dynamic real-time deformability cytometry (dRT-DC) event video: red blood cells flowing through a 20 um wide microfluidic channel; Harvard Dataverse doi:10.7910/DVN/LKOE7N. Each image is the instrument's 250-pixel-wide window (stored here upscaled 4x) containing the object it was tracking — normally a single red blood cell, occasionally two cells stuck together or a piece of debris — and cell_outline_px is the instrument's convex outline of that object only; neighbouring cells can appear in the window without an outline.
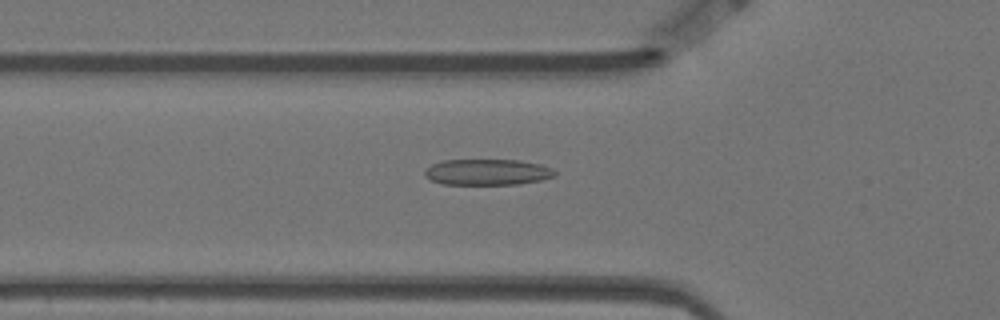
{"species": "Egyptian fruit bat (a non-hibernating species)", "species_latin": "Rousettus aegyptiacus", "temperature_condition": "warm", "stored_images_in_passage": 40, "camera_frame_rate_fps": 3000, "um_per_image_px": 0.085, "animal": {"sex": "female"}, "frame": {"image": 1, "passage_image": 2, "time_ms": 0.333, "image_size_px": [1000, 320], "cell_outline_px": [[556, 176], [540, 180], [520, 184], [444, 184], [432, 180], [424, 176], [424, 172], [432, 164], [444, 160], [520, 160], [540, 164], [552, 168], [556, 172]], "centroid_in_image_um": [41.46, 14.62], "position_along_channel_um": 84.3, "area_um2": 19.65}}
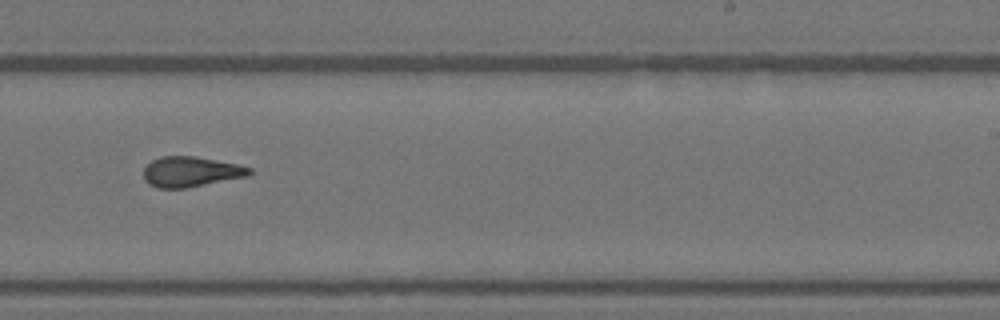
{"frame": {"image": 2, "passage_image": 18, "time_ms": 5.667, "image_size_px": [1000, 320], "cell_outline_px": [[252, 172], [248, 176], [184, 188], [156, 188], [148, 184], [144, 180], [144, 168], [152, 160], [160, 156], [196, 156], [236, 164], [252, 168]], "centroid_in_image_um": [16.19, 14.59], "position_along_channel_um": 272.8, "area_um2": 18.61}}
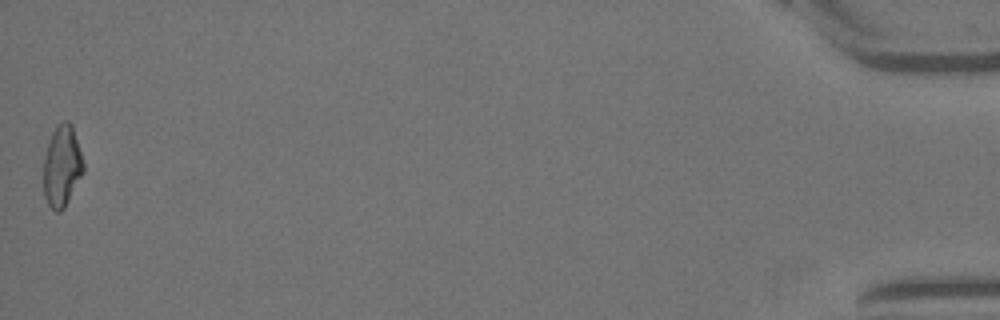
{"frame": {"image": 3, "passage_image": 40, "time_ms": 13.0, "image_size_px": [1000, 320], "cell_outline_px": [[84, 172], [64, 208], [60, 212], [56, 212], [48, 204], [44, 196], [44, 156], [52, 132], [56, 124], [64, 120], [68, 120], [72, 124], [84, 164]], "centroid_in_image_um": [5.27, 14.1], "position_along_channel_um": 429.9, "area_um2": 18.9}}